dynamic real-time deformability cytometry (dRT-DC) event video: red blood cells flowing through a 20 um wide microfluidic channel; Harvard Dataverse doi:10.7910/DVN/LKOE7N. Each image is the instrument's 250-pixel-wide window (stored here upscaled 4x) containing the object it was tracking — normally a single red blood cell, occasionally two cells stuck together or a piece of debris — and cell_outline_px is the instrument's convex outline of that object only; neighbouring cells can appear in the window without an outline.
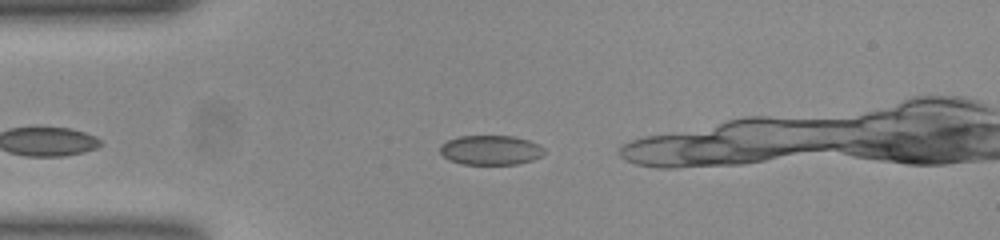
{"species": "common noctule bat (a hibernating species)", "species_latin": "Nyctalus noctula", "temperature_condition": "room temperature", "stored_images_in_passage": 40, "camera_frame_rate_fps": 3000, "um_per_image_px": 0.085, "animal": {"sex": "female", "body_mass_g": 23.0, "forearm_length_mm": 53.4}, "frame": {"image": 1, "passage_image": 4, "time_ms": 1.0, "image_size_px": [1000, 240], "cell_outline_px": [[544, 152], [540, 156], [532, 160], [516, 164], [464, 164], [448, 160], [440, 152], [440, 144], [448, 140], [460, 136], [512, 136], [528, 140], [540, 144], [544, 148]], "centroid_in_image_um": [41.69, 12.75], "position_along_channel_um": 43.3, "area_um2": 17.92}}
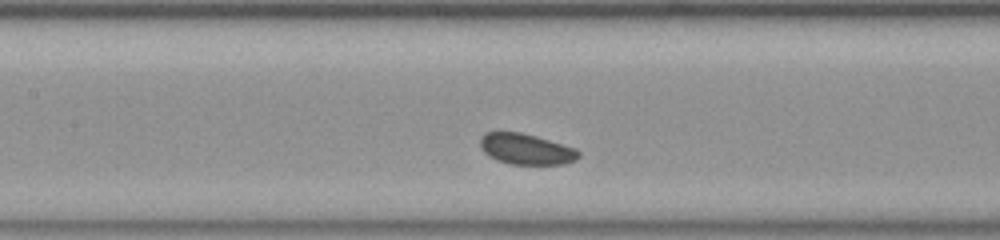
{"frame": {"image": 2, "passage_image": 15, "time_ms": 4.667, "image_size_px": [1000, 240], "cell_outline_px": [[580, 156], [576, 160], [564, 164], [512, 164], [496, 160], [488, 156], [480, 148], [480, 136], [484, 132], [520, 132], [536, 136], [576, 148], [580, 152]], "centroid_in_image_um": [44.7, 12.67], "position_along_channel_um": 162.7, "area_um2": 17.8}}
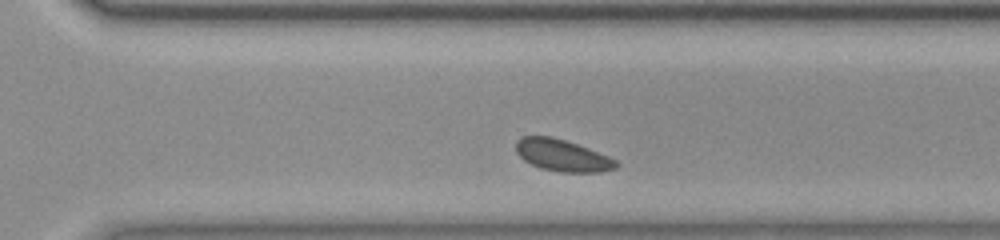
{"frame": {"image": 3, "passage_image": 28, "time_ms": 9.0, "image_size_px": [1000, 240], "cell_outline_px": [[620, 164], [616, 168], [600, 172], [560, 172], [540, 168], [524, 160], [516, 152], [516, 140], [524, 136], [552, 136], [588, 148], [608, 156], [616, 160]], "centroid_in_image_um": [47.8, 13.21], "position_along_channel_um": 322.8, "area_um2": 18.5}}